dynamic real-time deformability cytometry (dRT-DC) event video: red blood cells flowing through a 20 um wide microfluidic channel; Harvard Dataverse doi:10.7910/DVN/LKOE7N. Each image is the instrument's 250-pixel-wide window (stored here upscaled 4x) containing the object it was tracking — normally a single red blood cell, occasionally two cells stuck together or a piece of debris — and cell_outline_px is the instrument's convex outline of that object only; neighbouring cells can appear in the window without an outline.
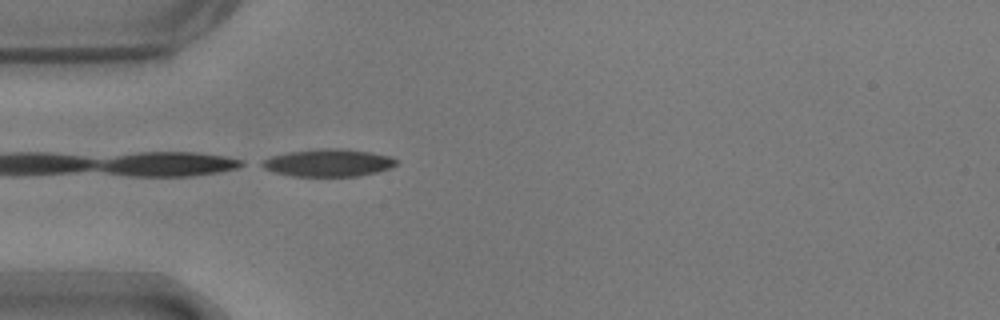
{"species": "common noctule bat (a hibernating species)", "species_latin": "Nyctalus noctula", "temperature_condition": "warm", "stored_images_in_passage": 9, "camera_frame_rate_fps": 3000, "um_per_image_px": 0.085, "animal": {"sex": "male", "body_mass_g": 17.9}, "frame": {"image": 1, "passage_image": 1, "time_ms": 0.0, "image_size_px": [1000, 320], "cell_outline_px": [[396, 164], [392, 168], [376, 172], [356, 176], [292, 176], [272, 172], [256, 164], [260, 160], [272, 156], [288, 152], [320, 148], [336, 148], [372, 152], [392, 156], [396, 160]], "centroid_in_image_um": [27.86, 13.83], "position_along_channel_um": 57.1, "area_um2": 21.73}}
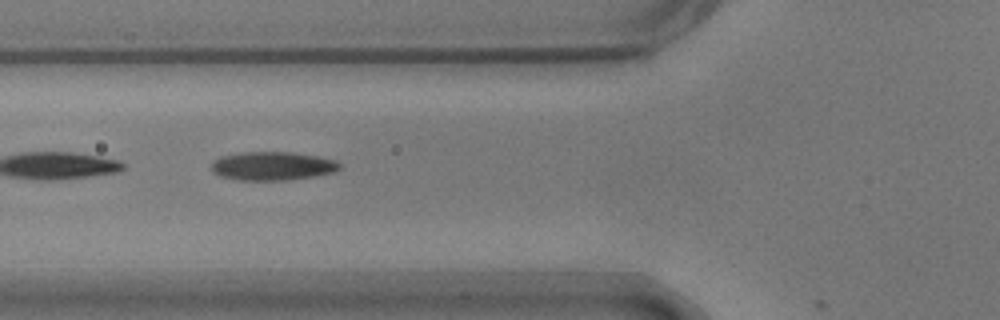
{"frame": {"image": 2, "passage_image": 5, "time_ms": 1.333, "image_size_px": [1000, 320], "cell_outline_px": [[340, 168], [336, 172], [288, 180], [240, 180], [220, 176], [212, 172], [212, 160], [220, 156], [240, 152], [292, 152], [316, 156], [336, 160], [340, 164]], "centroid_in_image_um": [23.14, 14.1], "position_along_channel_um": 102.7, "area_um2": 21.44}}